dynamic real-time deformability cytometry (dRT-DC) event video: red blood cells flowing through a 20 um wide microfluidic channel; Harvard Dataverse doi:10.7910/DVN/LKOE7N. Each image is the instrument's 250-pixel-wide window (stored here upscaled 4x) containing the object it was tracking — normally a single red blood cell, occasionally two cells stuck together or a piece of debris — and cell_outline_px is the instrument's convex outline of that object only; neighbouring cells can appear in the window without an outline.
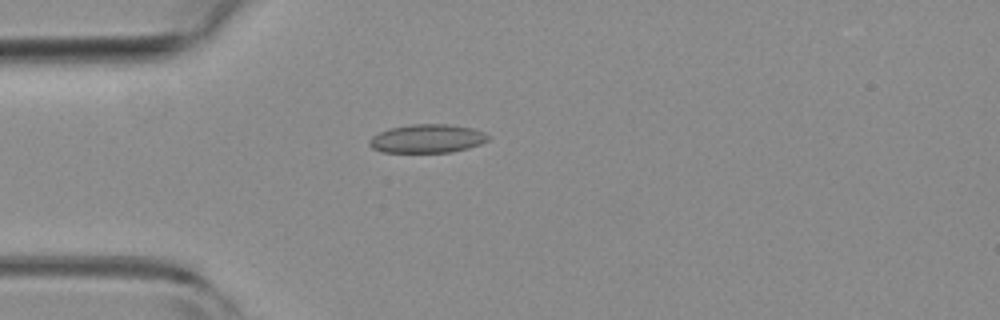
{"species": "common noctule bat (a hibernating species)", "species_latin": "Nyctalus noctula", "temperature_condition": "room temperature", "stored_images_in_passage": 3, "camera_frame_rate_fps": 3000, "um_per_image_px": 0.085, "animal": {"sex": "female", "body_mass_g": 19.3, "forearm_length_mm": 54.1}, "frame": {"image": 1, "passage_image": 2, "time_ms": 0.333, "image_size_px": [1000, 320], "cell_outline_px": [[488, 140], [480, 144], [468, 148], [452, 152], [380, 152], [372, 148], [368, 144], [368, 140], [372, 136], [388, 128], [412, 124], [448, 124], [472, 128], [484, 132], [488, 136]], "centroid_in_image_um": [36.28, 11.78], "position_along_channel_um": 48.7, "area_um2": 19.83}}